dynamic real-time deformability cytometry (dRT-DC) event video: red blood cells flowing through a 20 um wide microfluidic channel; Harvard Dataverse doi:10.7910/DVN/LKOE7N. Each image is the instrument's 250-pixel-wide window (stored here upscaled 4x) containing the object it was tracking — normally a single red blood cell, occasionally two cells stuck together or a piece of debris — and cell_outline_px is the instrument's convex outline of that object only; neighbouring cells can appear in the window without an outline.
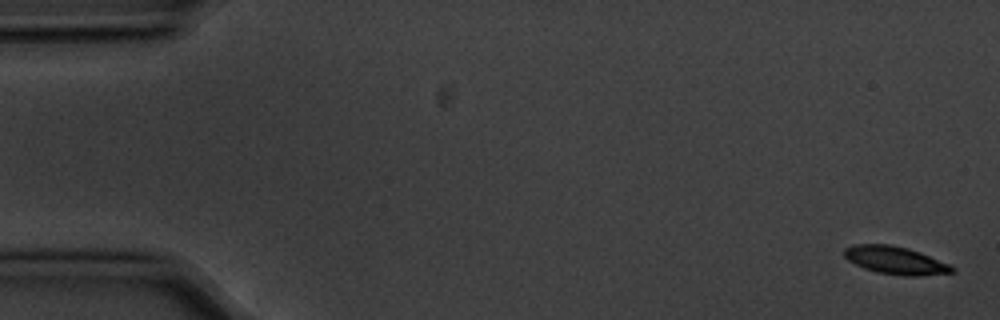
{"species": "common noctule bat (a hibernating species)", "species_latin": "Nyctalus noctula", "temperature_condition": "cold", "stored_images_in_passage": 6, "camera_frame_rate_fps": 3000, "um_per_image_px": 0.085, "animal": {"sex": "male", "body_mass_g": 20.1, "forearm_length_mm": 53.5}, "frame": {"image": 1, "passage_image": 1, "time_ms": 0.0, "image_size_px": [1000, 320], "cell_outline_px": [[956, 272], [920, 276], [904, 276], [876, 272], [864, 268], [848, 260], [844, 256], [844, 248], [856, 244], [888, 244], [908, 248], [920, 252], [948, 264], [956, 268]], "centroid_in_image_um": [76.12, 22.13], "position_along_channel_um": 8.9, "area_um2": 17.46}}
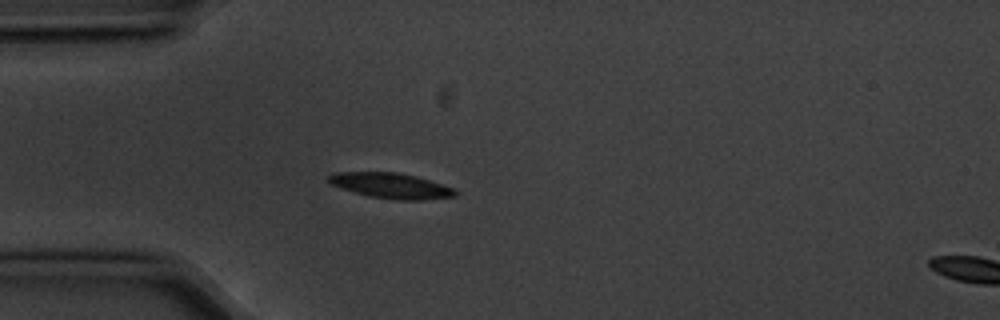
{"frame": {"image": 2, "passage_image": 5, "time_ms": 1.333, "image_size_px": [1000, 320], "cell_outline_px": [[460, 192], [456, 196], [424, 200], [396, 200], [368, 196], [340, 188], [332, 184], [328, 180], [328, 176], [336, 172], [396, 172], [416, 176], [452, 188]], "centroid_in_image_um": [33.24, 15.79], "position_along_channel_um": 51.8, "area_um2": 18.67}}